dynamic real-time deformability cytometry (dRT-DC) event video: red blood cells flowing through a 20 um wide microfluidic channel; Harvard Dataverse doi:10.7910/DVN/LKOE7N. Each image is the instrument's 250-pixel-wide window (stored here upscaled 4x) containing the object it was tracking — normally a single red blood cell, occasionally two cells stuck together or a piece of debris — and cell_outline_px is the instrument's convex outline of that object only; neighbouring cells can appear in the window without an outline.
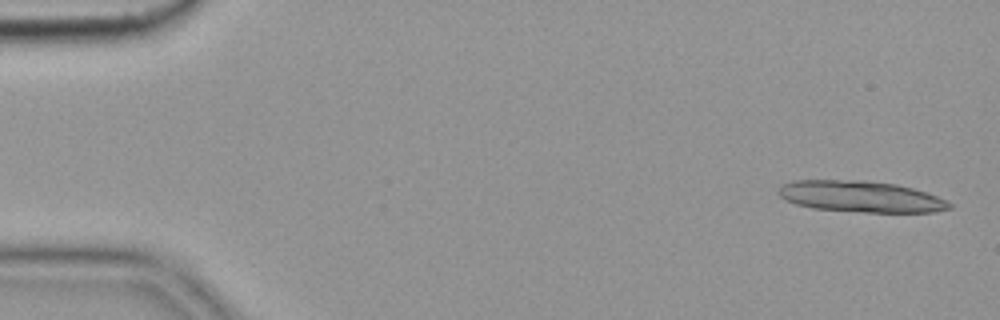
{"species": "common noctule bat (a hibernating species)", "species_latin": "Nyctalus noctula", "temperature_condition": "cold", "stored_images_in_passage": 4, "camera_frame_rate_fps": 3000, "um_per_image_px": 0.085, "animal": {"sex": "female", "body_mass_g": 19.9}, "frame": {"image": 1, "passage_image": 1, "time_ms": 0.0, "image_size_px": [1000, 320], "cell_outline_px": [[952, 208], [936, 212], [864, 212], [812, 208], [796, 204], [780, 196], [776, 192], [784, 184], [796, 180], [864, 180], [896, 184], [912, 188], [936, 196], [952, 204]], "centroid_in_image_um": [73.17, 16.71], "position_along_channel_um": 11.8, "area_um2": 30.92}}